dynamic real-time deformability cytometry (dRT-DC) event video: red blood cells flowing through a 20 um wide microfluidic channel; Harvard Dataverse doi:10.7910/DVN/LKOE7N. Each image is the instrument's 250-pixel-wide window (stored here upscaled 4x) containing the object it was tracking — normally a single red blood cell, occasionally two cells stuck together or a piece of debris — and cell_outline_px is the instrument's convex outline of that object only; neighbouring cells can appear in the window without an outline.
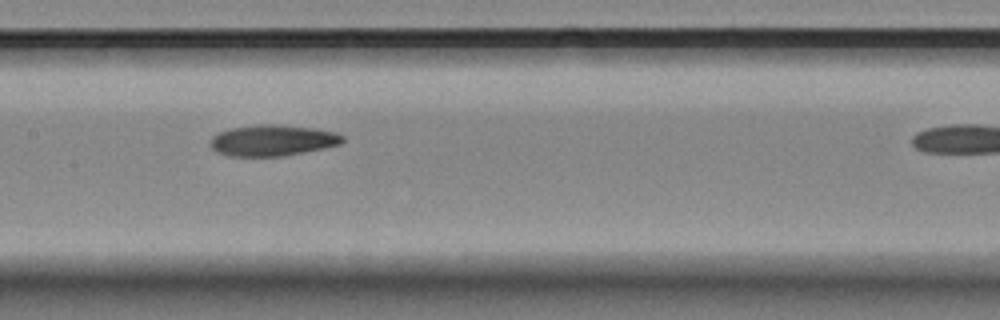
{"species": "Egyptian fruit bat (a non-hibernating species)", "species_latin": "Rousettus aegyptiacus", "temperature_condition": "room temperature", "stored_images_in_passage": 10, "segment_of_instrument_passage": [1, 2], "camera_frame_rate_fps": 3000, "um_per_image_px": 0.085, "animal": {"sex": "female"}, "frame": {"image": 1, "passage_image": 6, "time_ms": 1.667, "image_size_px": [1000, 320], "cell_outline_px": [[344, 140], [340, 144], [324, 148], [284, 156], [228, 156], [216, 152], [212, 148], [212, 136], [220, 132], [232, 128], [260, 124], [280, 124], [312, 128], [336, 132], [344, 136]], "centroid_in_image_um": [23.19, 11.93], "position_along_channel_um": 184.2, "area_um2": 23.87}}
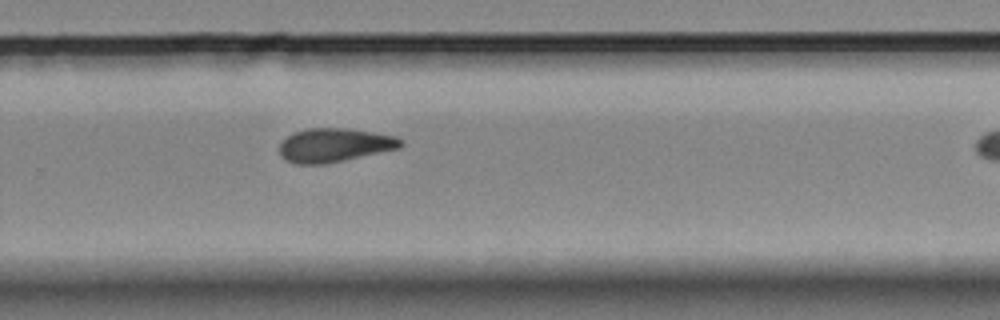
{"frame": {"image": 2, "passage_image": 9, "time_ms": 2.667, "image_size_px": [1000, 320], "cell_outline_px": [[404, 144], [400, 148], [344, 160], [324, 164], [296, 164], [284, 160], [280, 156], [280, 144], [292, 132], [308, 128], [344, 128], [372, 132], [396, 136], [404, 140]], "centroid_in_image_um": [28.43, 12.34], "position_along_channel_um": 301.4, "area_um2": 23.93}}